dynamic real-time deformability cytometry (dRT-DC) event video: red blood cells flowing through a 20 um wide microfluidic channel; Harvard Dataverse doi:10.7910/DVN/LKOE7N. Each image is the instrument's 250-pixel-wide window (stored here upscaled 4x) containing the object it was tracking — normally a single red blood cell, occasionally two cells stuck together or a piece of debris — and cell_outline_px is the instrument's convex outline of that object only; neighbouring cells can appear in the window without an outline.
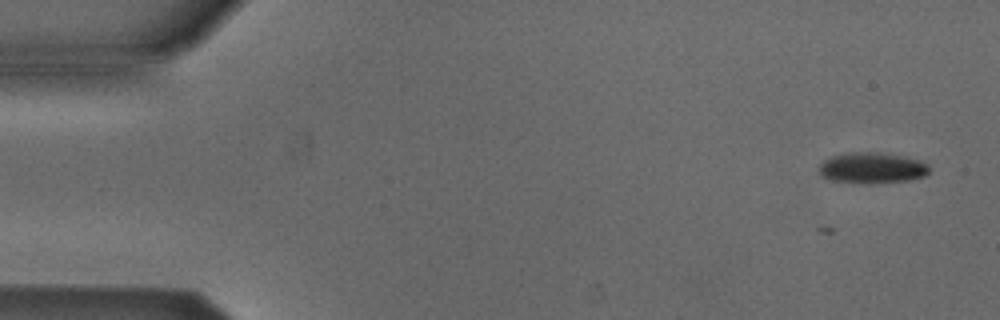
{"species": "Egyptian fruit bat (a non-hibernating species)", "species_latin": "Rousettus aegyptiacus", "temperature_condition": "cold", "stored_images_in_passage": 5, "camera_frame_rate_fps": 3000, "um_per_image_px": 0.085, "animal": {"sex": "male"}, "frame": {"image": 1, "passage_image": 1, "time_ms": 0.0, "image_size_px": [1000, 320], "cell_outline_px": [[928, 172], [924, 176], [908, 180], [876, 184], [868, 184], [832, 180], [820, 176], [820, 164], [824, 160], [832, 156], [852, 152], [876, 152], [900, 156], [920, 160], [928, 164]], "centroid_in_image_um": [74.11, 14.29], "position_along_channel_um": 10.9, "area_um2": 19.77}}